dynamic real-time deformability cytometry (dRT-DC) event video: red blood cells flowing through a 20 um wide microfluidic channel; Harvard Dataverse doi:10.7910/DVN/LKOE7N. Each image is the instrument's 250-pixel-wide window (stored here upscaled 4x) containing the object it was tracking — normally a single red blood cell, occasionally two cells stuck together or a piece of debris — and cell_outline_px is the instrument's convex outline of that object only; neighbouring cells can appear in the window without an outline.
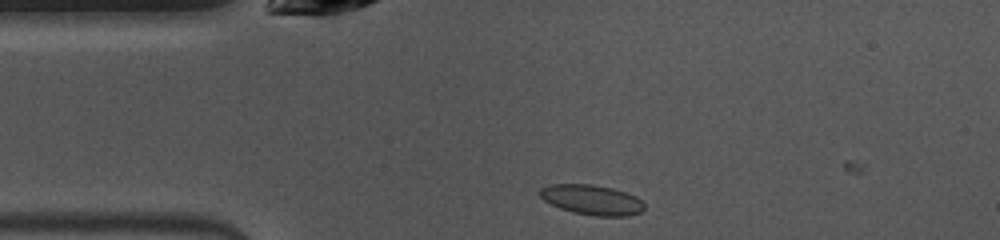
{"species": "common noctule bat (a hibernating species)", "species_latin": "Nyctalus noctula", "temperature_condition": "warm", "stored_images_in_passage": 4, "camera_frame_rate_fps": 3000, "um_per_image_px": 0.085, "animal": {"sex": "female", "body_mass_g": 10.0, "forearm_length_mm": 53.1}, "frame": {"image": 1, "passage_image": 2, "time_ms": 0.333, "image_size_px": [1000, 240], "cell_outline_px": [[644, 208], [640, 212], [628, 216], [596, 216], [572, 212], [560, 208], [544, 200], [536, 192], [540, 188], [552, 184], [592, 184], [612, 188], [636, 196], [644, 204]], "centroid_in_image_um": [50.28, 16.98], "position_along_channel_um": 34.7, "area_um2": 18.26}}